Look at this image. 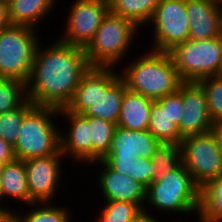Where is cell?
Listing matches in <instances>:
<instances>
[{
	"mask_svg": "<svg viewBox=\"0 0 222 222\" xmlns=\"http://www.w3.org/2000/svg\"><path fill=\"white\" fill-rule=\"evenodd\" d=\"M54 41V42H53ZM49 46L40 42L26 84L27 98L36 106L66 108L90 68L84 48L55 38Z\"/></svg>",
	"mask_w": 222,
	"mask_h": 222,
	"instance_id": "1",
	"label": "cell"
},
{
	"mask_svg": "<svg viewBox=\"0 0 222 222\" xmlns=\"http://www.w3.org/2000/svg\"><path fill=\"white\" fill-rule=\"evenodd\" d=\"M117 70L114 67H90L82 76L66 109L117 124L127 89Z\"/></svg>",
	"mask_w": 222,
	"mask_h": 222,
	"instance_id": "2",
	"label": "cell"
},
{
	"mask_svg": "<svg viewBox=\"0 0 222 222\" xmlns=\"http://www.w3.org/2000/svg\"><path fill=\"white\" fill-rule=\"evenodd\" d=\"M137 52L135 59L120 69L126 88L154 101L175 93L183 83L168 52L152 49ZM138 53H140L138 55Z\"/></svg>",
	"mask_w": 222,
	"mask_h": 222,
	"instance_id": "3",
	"label": "cell"
},
{
	"mask_svg": "<svg viewBox=\"0 0 222 222\" xmlns=\"http://www.w3.org/2000/svg\"><path fill=\"white\" fill-rule=\"evenodd\" d=\"M139 30L142 31L133 21L109 11L93 39L84 48L90 67L117 68L119 63L124 66L122 62L125 57L128 59L127 53L131 55L132 46H137L135 40L142 42Z\"/></svg>",
	"mask_w": 222,
	"mask_h": 222,
	"instance_id": "4",
	"label": "cell"
},
{
	"mask_svg": "<svg viewBox=\"0 0 222 222\" xmlns=\"http://www.w3.org/2000/svg\"><path fill=\"white\" fill-rule=\"evenodd\" d=\"M199 206L200 187L182 163L177 169L168 172L163 178L154 180L149 185L144 208L150 212L156 211V215L158 211L159 214L168 212L169 215L172 213L176 216L177 213L181 216L186 214L190 216L197 213L198 216Z\"/></svg>",
	"mask_w": 222,
	"mask_h": 222,
	"instance_id": "5",
	"label": "cell"
},
{
	"mask_svg": "<svg viewBox=\"0 0 222 222\" xmlns=\"http://www.w3.org/2000/svg\"><path fill=\"white\" fill-rule=\"evenodd\" d=\"M58 116L59 109L36 105L25 115L14 145L16 159L25 161L60 151Z\"/></svg>",
	"mask_w": 222,
	"mask_h": 222,
	"instance_id": "6",
	"label": "cell"
},
{
	"mask_svg": "<svg viewBox=\"0 0 222 222\" xmlns=\"http://www.w3.org/2000/svg\"><path fill=\"white\" fill-rule=\"evenodd\" d=\"M39 30L25 25H10L0 30V78L27 84L39 43Z\"/></svg>",
	"mask_w": 222,
	"mask_h": 222,
	"instance_id": "7",
	"label": "cell"
},
{
	"mask_svg": "<svg viewBox=\"0 0 222 222\" xmlns=\"http://www.w3.org/2000/svg\"><path fill=\"white\" fill-rule=\"evenodd\" d=\"M183 82L217 76L222 55V35L212 39H188L168 51Z\"/></svg>",
	"mask_w": 222,
	"mask_h": 222,
	"instance_id": "8",
	"label": "cell"
},
{
	"mask_svg": "<svg viewBox=\"0 0 222 222\" xmlns=\"http://www.w3.org/2000/svg\"><path fill=\"white\" fill-rule=\"evenodd\" d=\"M151 28L149 49L168 52L189 39V19L186 0H160L146 28Z\"/></svg>",
	"mask_w": 222,
	"mask_h": 222,
	"instance_id": "9",
	"label": "cell"
},
{
	"mask_svg": "<svg viewBox=\"0 0 222 222\" xmlns=\"http://www.w3.org/2000/svg\"><path fill=\"white\" fill-rule=\"evenodd\" d=\"M180 147L182 163L200 188L222 174V153L211 131L184 137Z\"/></svg>",
	"mask_w": 222,
	"mask_h": 222,
	"instance_id": "10",
	"label": "cell"
},
{
	"mask_svg": "<svg viewBox=\"0 0 222 222\" xmlns=\"http://www.w3.org/2000/svg\"><path fill=\"white\" fill-rule=\"evenodd\" d=\"M72 5V6H71ZM66 17L64 33L57 39L85 48L93 39L102 20L110 11L109 0H75Z\"/></svg>",
	"mask_w": 222,
	"mask_h": 222,
	"instance_id": "11",
	"label": "cell"
},
{
	"mask_svg": "<svg viewBox=\"0 0 222 222\" xmlns=\"http://www.w3.org/2000/svg\"><path fill=\"white\" fill-rule=\"evenodd\" d=\"M64 155L59 151L47 157L31 158L25 160L27 172L29 204L31 203H56V196L64 182L62 175L65 173ZM63 166V168H62ZM63 173V174H62ZM62 180V181H61ZM59 189V190H58Z\"/></svg>",
	"mask_w": 222,
	"mask_h": 222,
	"instance_id": "12",
	"label": "cell"
},
{
	"mask_svg": "<svg viewBox=\"0 0 222 222\" xmlns=\"http://www.w3.org/2000/svg\"><path fill=\"white\" fill-rule=\"evenodd\" d=\"M59 117L68 124L64 129L60 127V151L64 157L74 159L82 166L93 163V143L90 140V125L82 114L68 111L66 108L59 109ZM62 128V129H61ZM69 128V129H66ZM66 129V130H65ZM65 132H64V131ZM68 130V131H67ZM85 163V164H84Z\"/></svg>",
	"mask_w": 222,
	"mask_h": 222,
	"instance_id": "13",
	"label": "cell"
},
{
	"mask_svg": "<svg viewBox=\"0 0 222 222\" xmlns=\"http://www.w3.org/2000/svg\"><path fill=\"white\" fill-rule=\"evenodd\" d=\"M95 164V165H94ZM98 165V166H97ZM100 165V168H99ZM98 167L95 176L102 201H124L145 207L147 188L129 176L122 175L112 170L102 159L89 165Z\"/></svg>",
	"mask_w": 222,
	"mask_h": 222,
	"instance_id": "14",
	"label": "cell"
},
{
	"mask_svg": "<svg viewBox=\"0 0 222 222\" xmlns=\"http://www.w3.org/2000/svg\"><path fill=\"white\" fill-rule=\"evenodd\" d=\"M183 114L178 126L184 138L210 132L213 120L207 108L206 94L198 82L182 83Z\"/></svg>",
	"mask_w": 222,
	"mask_h": 222,
	"instance_id": "15",
	"label": "cell"
},
{
	"mask_svg": "<svg viewBox=\"0 0 222 222\" xmlns=\"http://www.w3.org/2000/svg\"><path fill=\"white\" fill-rule=\"evenodd\" d=\"M161 142L149 130H129L117 126L108 153L103 158L152 159Z\"/></svg>",
	"mask_w": 222,
	"mask_h": 222,
	"instance_id": "16",
	"label": "cell"
},
{
	"mask_svg": "<svg viewBox=\"0 0 222 222\" xmlns=\"http://www.w3.org/2000/svg\"><path fill=\"white\" fill-rule=\"evenodd\" d=\"M189 39H212L222 35V0H186Z\"/></svg>",
	"mask_w": 222,
	"mask_h": 222,
	"instance_id": "17",
	"label": "cell"
},
{
	"mask_svg": "<svg viewBox=\"0 0 222 222\" xmlns=\"http://www.w3.org/2000/svg\"><path fill=\"white\" fill-rule=\"evenodd\" d=\"M153 99L126 89L117 126L129 130H148Z\"/></svg>",
	"mask_w": 222,
	"mask_h": 222,
	"instance_id": "18",
	"label": "cell"
},
{
	"mask_svg": "<svg viewBox=\"0 0 222 222\" xmlns=\"http://www.w3.org/2000/svg\"><path fill=\"white\" fill-rule=\"evenodd\" d=\"M58 0H13L8 5L11 25H25L40 30L39 23L56 9Z\"/></svg>",
	"mask_w": 222,
	"mask_h": 222,
	"instance_id": "19",
	"label": "cell"
},
{
	"mask_svg": "<svg viewBox=\"0 0 222 222\" xmlns=\"http://www.w3.org/2000/svg\"><path fill=\"white\" fill-rule=\"evenodd\" d=\"M4 203L14 201L29 205V190L25 163L23 160L15 159L5 163L0 171ZM10 198V199H9ZM9 199V200H8Z\"/></svg>",
	"mask_w": 222,
	"mask_h": 222,
	"instance_id": "20",
	"label": "cell"
},
{
	"mask_svg": "<svg viewBox=\"0 0 222 222\" xmlns=\"http://www.w3.org/2000/svg\"><path fill=\"white\" fill-rule=\"evenodd\" d=\"M148 130L161 143H181L178 126L167 115V95L153 101Z\"/></svg>",
	"mask_w": 222,
	"mask_h": 222,
	"instance_id": "21",
	"label": "cell"
},
{
	"mask_svg": "<svg viewBox=\"0 0 222 222\" xmlns=\"http://www.w3.org/2000/svg\"><path fill=\"white\" fill-rule=\"evenodd\" d=\"M159 2L160 0H109V8L111 13L129 19L143 29L150 22Z\"/></svg>",
	"mask_w": 222,
	"mask_h": 222,
	"instance_id": "22",
	"label": "cell"
},
{
	"mask_svg": "<svg viewBox=\"0 0 222 222\" xmlns=\"http://www.w3.org/2000/svg\"><path fill=\"white\" fill-rule=\"evenodd\" d=\"M55 202L31 203L27 205L28 209L20 212L13 210L11 213L19 222H73L72 212L65 204L57 206ZM55 205V206H54ZM28 210V212H27ZM24 214V215H23ZM22 215V216H21Z\"/></svg>",
	"mask_w": 222,
	"mask_h": 222,
	"instance_id": "23",
	"label": "cell"
},
{
	"mask_svg": "<svg viewBox=\"0 0 222 222\" xmlns=\"http://www.w3.org/2000/svg\"><path fill=\"white\" fill-rule=\"evenodd\" d=\"M197 218L203 222H222V174L200 188Z\"/></svg>",
	"mask_w": 222,
	"mask_h": 222,
	"instance_id": "24",
	"label": "cell"
},
{
	"mask_svg": "<svg viewBox=\"0 0 222 222\" xmlns=\"http://www.w3.org/2000/svg\"><path fill=\"white\" fill-rule=\"evenodd\" d=\"M90 125L93 143V163L101 160L109 151L117 124L97 117L84 116Z\"/></svg>",
	"mask_w": 222,
	"mask_h": 222,
	"instance_id": "25",
	"label": "cell"
},
{
	"mask_svg": "<svg viewBox=\"0 0 222 222\" xmlns=\"http://www.w3.org/2000/svg\"><path fill=\"white\" fill-rule=\"evenodd\" d=\"M151 161L156 169L154 180L163 178L168 172L174 171L182 164L180 144L161 143Z\"/></svg>",
	"mask_w": 222,
	"mask_h": 222,
	"instance_id": "26",
	"label": "cell"
},
{
	"mask_svg": "<svg viewBox=\"0 0 222 222\" xmlns=\"http://www.w3.org/2000/svg\"><path fill=\"white\" fill-rule=\"evenodd\" d=\"M34 106L27 99L20 107L0 114V138L14 146L17 142L23 119Z\"/></svg>",
	"mask_w": 222,
	"mask_h": 222,
	"instance_id": "27",
	"label": "cell"
},
{
	"mask_svg": "<svg viewBox=\"0 0 222 222\" xmlns=\"http://www.w3.org/2000/svg\"><path fill=\"white\" fill-rule=\"evenodd\" d=\"M26 84L8 78H0V114L20 107L27 100Z\"/></svg>",
	"mask_w": 222,
	"mask_h": 222,
	"instance_id": "28",
	"label": "cell"
},
{
	"mask_svg": "<svg viewBox=\"0 0 222 222\" xmlns=\"http://www.w3.org/2000/svg\"><path fill=\"white\" fill-rule=\"evenodd\" d=\"M94 222H129L141 209L139 205L124 201H103ZM100 211V212H99ZM96 218V219H95ZM96 220V221H95Z\"/></svg>",
	"mask_w": 222,
	"mask_h": 222,
	"instance_id": "29",
	"label": "cell"
},
{
	"mask_svg": "<svg viewBox=\"0 0 222 222\" xmlns=\"http://www.w3.org/2000/svg\"><path fill=\"white\" fill-rule=\"evenodd\" d=\"M198 83L205 91L210 117L213 121L222 119V76H209Z\"/></svg>",
	"mask_w": 222,
	"mask_h": 222,
	"instance_id": "30",
	"label": "cell"
},
{
	"mask_svg": "<svg viewBox=\"0 0 222 222\" xmlns=\"http://www.w3.org/2000/svg\"><path fill=\"white\" fill-rule=\"evenodd\" d=\"M155 175L156 169L153 167L151 159L138 157L132 160V175L129 177L133 180L148 188L154 181Z\"/></svg>",
	"mask_w": 222,
	"mask_h": 222,
	"instance_id": "31",
	"label": "cell"
},
{
	"mask_svg": "<svg viewBox=\"0 0 222 222\" xmlns=\"http://www.w3.org/2000/svg\"><path fill=\"white\" fill-rule=\"evenodd\" d=\"M183 114L182 84L175 93L167 95V115L177 126L180 125Z\"/></svg>",
	"mask_w": 222,
	"mask_h": 222,
	"instance_id": "32",
	"label": "cell"
},
{
	"mask_svg": "<svg viewBox=\"0 0 222 222\" xmlns=\"http://www.w3.org/2000/svg\"><path fill=\"white\" fill-rule=\"evenodd\" d=\"M102 160L114 171L125 175H132V160L119 158H102Z\"/></svg>",
	"mask_w": 222,
	"mask_h": 222,
	"instance_id": "33",
	"label": "cell"
},
{
	"mask_svg": "<svg viewBox=\"0 0 222 222\" xmlns=\"http://www.w3.org/2000/svg\"><path fill=\"white\" fill-rule=\"evenodd\" d=\"M129 222H163L159 217H155L145 208H141L138 213Z\"/></svg>",
	"mask_w": 222,
	"mask_h": 222,
	"instance_id": "34",
	"label": "cell"
},
{
	"mask_svg": "<svg viewBox=\"0 0 222 222\" xmlns=\"http://www.w3.org/2000/svg\"><path fill=\"white\" fill-rule=\"evenodd\" d=\"M210 131L214 135L218 148L222 153V119L213 121V125Z\"/></svg>",
	"mask_w": 222,
	"mask_h": 222,
	"instance_id": "35",
	"label": "cell"
},
{
	"mask_svg": "<svg viewBox=\"0 0 222 222\" xmlns=\"http://www.w3.org/2000/svg\"><path fill=\"white\" fill-rule=\"evenodd\" d=\"M11 25L8 15V5L0 1V30L5 29Z\"/></svg>",
	"mask_w": 222,
	"mask_h": 222,
	"instance_id": "36",
	"label": "cell"
},
{
	"mask_svg": "<svg viewBox=\"0 0 222 222\" xmlns=\"http://www.w3.org/2000/svg\"><path fill=\"white\" fill-rule=\"evenodd\" d=\"M0 157H16L14 146L2 138H0Z\"/></svg>",
	"mask_w": 222,
	"mask_h": 222,
	"instance_id": "37",
	"label": "cell"
},
{
	"mask_svg": "<svg viewBox=\"0 0 222 222\" xmlns=\"http://www.w3.org/2000/svg\"><path fill=\"white\" fill-rule=\"evenodd\" d=\"M5 203L4 204V197H3V190H2V182H1V178H0V208L6 213V214H11L14 210V208L11 210V208H9V205H7Z\"/></svg>",
	"mask_w": 222,
	"mask_h": 222,
	"instance_id": "38",
	"label": "cell"
},
{
	"mask_svg": "<svg viewBox=\"0 0 222 222\" xmlns=\"http://www.w3.org/2000/svg\"><path fill=\"white\" fill-rule=\"evenodd\" d=\"M16 157H0V171L5 163L15 160Z\"/></svg>",
	"mask_w": 222,
	"mask_h": 222,
	"instance_id": "39",
	"label": "cell"
},
{
	"mask_svg": "<svg viewBox=\"0 0 222 222\" xmlns=\"http://www.w3.org/2000/svg\"><path fill=\"white\" fill-rule=\"evenodd\" d=\"M1 222H19L12 214H7Z\"/></svg>",
	"mask_w": 222,
	"mask_h": 222,
	"instance_id": "40",
	"label": "cell"
},
{
	"mask_svg": "<svg viewBox=\"0 0 222 222\" xmlns=\"http://www.w3.org/2000/svg\"><path fill=\"white\" fill-rule=\"evenodd\" d=\"M7 214L0 208V222Z\"/></svg>",
	"mask_w": 222,
	"mask_h": 222,
	"instance_id": "41",
	"label": "cell"
},
{
	"mask_svg": "<svg viewBox=\"0 0 222 222\" xmlns=\"http://www.w3.org/2000/svg\"><path fill=\"white\" fill-rule=\"evenodd\" d=\"M218 76H222V55H221V63H220V67H219Z\"/></svg>",
	"mask_w": 222,
	"mask_h": 222,
	"instance_id": "42",
	"label": "cell"
},
{
	"mask_svg": "<svg viewBox=\"0 0 222 222\" xmlns=\"http://www.w3.org/2000/svg\"><path fill=\"white\" fill-rule=\"evenodd\" d=\"M0 1H2V2L6 3V4H9L13 0H0Z\"/></svg>",
	"mask_w": 222,
	"mask_h": 222,
	"instance_id": "43",
	"label": "cell"
},
{
	"mask_svg": "<svg viewBox=\"0 0 222 222\" xmlns=\"http://www.w3.org/2000/svg\"><path fill=\"white\" fill-rule=\"evenodd\" d=\"M198 221L197 222H203V221H201L199 218H196ZM172 222V221H171ZM173 222H175V221H173ZM179 222H181V220H179ZM182 222H186V221H183L182 220ZM188 222V221H187Z\"/></svg>",
	"mask_w": 222,
	"mask_h": 222,
	"instance_id": "44",
	"label": "cell"
}]
</instances>
